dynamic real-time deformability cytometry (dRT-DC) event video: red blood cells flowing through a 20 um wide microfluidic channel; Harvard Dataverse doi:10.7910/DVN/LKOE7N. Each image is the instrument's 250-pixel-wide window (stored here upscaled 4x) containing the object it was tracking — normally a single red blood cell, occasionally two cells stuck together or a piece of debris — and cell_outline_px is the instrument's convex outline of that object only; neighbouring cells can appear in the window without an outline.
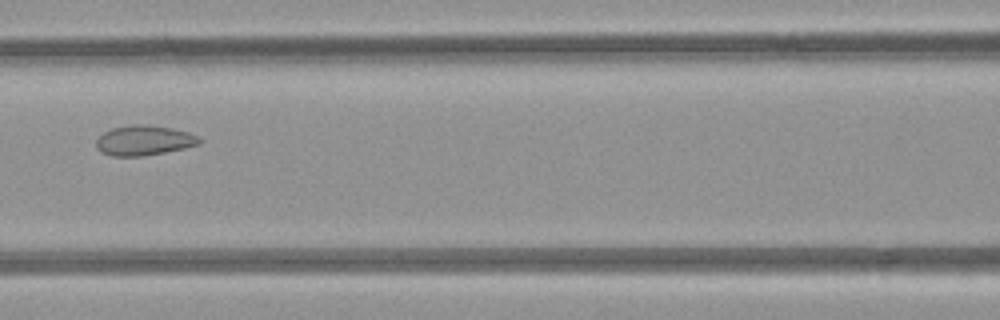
{"species": "common noctule bat (a hibernating species)", "species_latin": "Nyctalus noctula", "temperature_condition": "room temperature", "stored_images_in_passage": 7, "camera_frame_rate_fps": 3000, "um_per_image_px": 0.085, "animal": {"sex": "female", "body_mass_g": 21.9}, "frame": {"image": 1, "passage_image": 6, "time_ms": 6.667, "image_size_px": [1000, 320], "cell_outline_px": [[200, 144], [184, 148], [144, 156], [112, 156], [100, 152], [96, 148], [96, 140], [104, 132], [112, 128], [132, 124], [148, 124], [172, 128], [188, 132], [196, 136], [200, 140]], "centroid_in_image_um": [12.21, 11.93], "position_along_channel_um": 154.4, "area_um2": 18.03}}
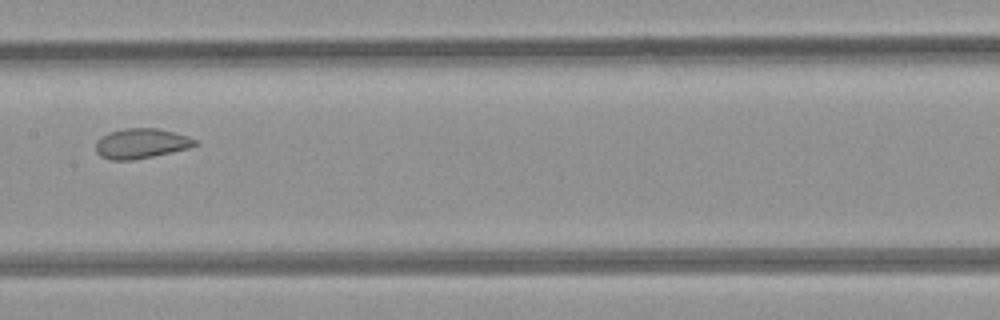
{"frame": {"image": 2, "passage_image": 7, "time_ms": 7.667, "image_size_px": [1000, 320], "cell_outline_px": [[200, 144], [188, 148], [152, 156], [132, 160], [108, 160], [100, 156], [96, 152], [96, 140], [100, 136], [108, 132], [124, 128], [156, 128], [188, 136], [196, 140]], "centroid_in_image_um": [11.95, 12.19], "position_along_channel_um": 195.4, "area_um2": 17.4}}